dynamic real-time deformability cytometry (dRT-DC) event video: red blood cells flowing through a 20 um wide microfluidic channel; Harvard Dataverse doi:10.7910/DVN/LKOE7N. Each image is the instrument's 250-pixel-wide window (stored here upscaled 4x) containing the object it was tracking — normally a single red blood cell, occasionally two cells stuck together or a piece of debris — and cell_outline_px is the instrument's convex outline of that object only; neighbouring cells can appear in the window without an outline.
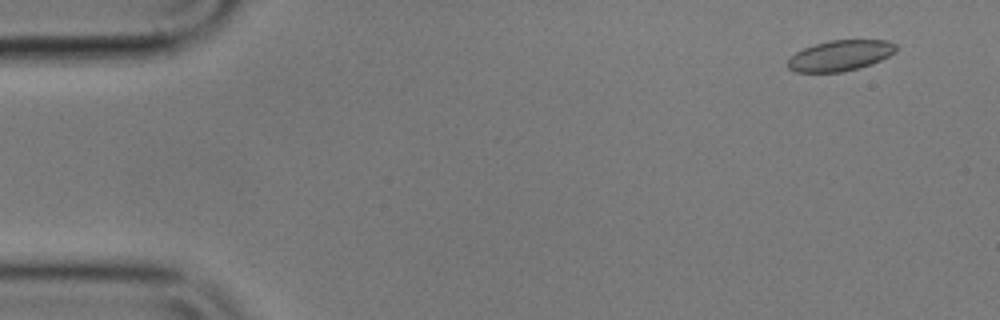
{"species": "common noctule bat (a hibernating species)", "species_latin": "Nyctalus noctula", "temperature_condition": "cold", "stored_images_in_passage": 53, "camera_frame_rate_fps": 3000, "um_per_image_px": 0.085, "animal": {"sex": "male", "body_mass_g": 17.9}, "frame": {"image": 1, "passage_image": 1, "time_ms": 0.0, "image_size_px": [1000, 320], "cell_outline_px": [[896, 52], [872, 64], [860, 68], [844, 72], [796, 72], [788, 68], [788, 60], [796, 52], [804, 48], [828, 40], [888, 40], [896, 44]], "centroid_in_image_um": [71.44, 4.72], "position_along_channel_um": 13.6, "area_um2": 19.36}}
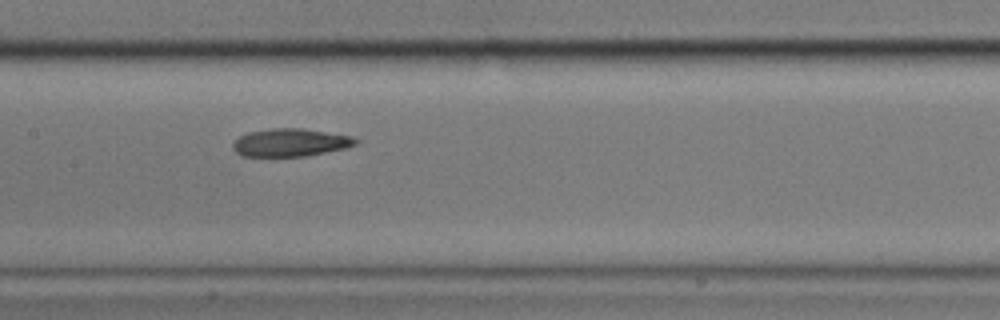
{"frame": {"image": 2, "passage_image": 24, "time_ms": 7.667, "image_size_px": [1000, 320], "cell_outline_px": [[360, 140], [356, 144], [348, 148], [308, 156], [240, 156], [232, 148], [232, 144], [240, 136], [248, 132], [272, 128], [300, 128], [352, 136]], "centroid_in_image_um": [24.71, 12.12], "position_along_channel_um": 182.7, "area_um2": 20.06}}
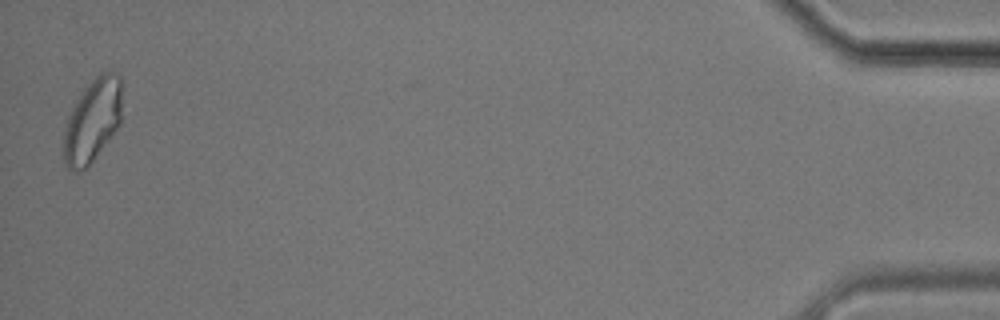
{"frame": {"image": 3, "passage_image": 52, "time_ms": 17.0, "image_size_px": [1000, 320], "cell_outline_px": [[124, 116], [120, 124], [88, 168], [80, 172], [76, 172], [68, 168], [64, 164], [64, 132], [68, 116], [84, 88], [100, 72], [112, 72], [120, 76]], "centroid_in_image_um": [7.9, 10.27], "position_along_channel_um": 427.3, "area_um2": 28.73}, "authors_computed_cell_mechanics": {"area_um2": 21.0392, "velocity_mm_per_s": 3.5971, "shape_relaxation_time_tau1_ms": 2.0205, "shape_relaxation_time_tau2_ms": 9.0135, "deformation_change_tau1": 0.069, "deformation_change_tau2": 0.2612}}